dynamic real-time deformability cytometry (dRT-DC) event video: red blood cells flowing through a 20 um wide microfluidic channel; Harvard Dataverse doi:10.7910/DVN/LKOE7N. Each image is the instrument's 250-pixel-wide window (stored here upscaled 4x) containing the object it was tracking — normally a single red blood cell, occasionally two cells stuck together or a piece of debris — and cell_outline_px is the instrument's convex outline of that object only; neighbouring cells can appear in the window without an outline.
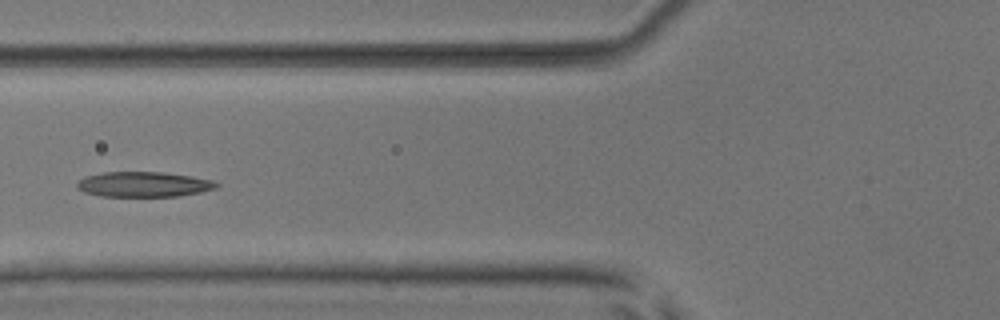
{"species": "common noctule bat (a hibernating species)", "species_latin": "Nyctalus noctula", "temperature_condition": "room temperature", "stored_images_in_passage": 7, "camera_frame_rate_fps": 3000, "um_per_image_px": 0.085, "animal": {"sex": "male", "body_mass_g": 17.9, "forearm_length_mm": 54.2}, "frame": {"image": 1, "passage_image": 6, "time_ms": 1.667, "image_size_px": [1000, 320], "cell_outline_px": [[220, 184], [216, 188], [200, 192], [180, 196], [100, 196], [84, 192], [76, 188], [76, 184], [84, 176], [104, 172], [164, 172], [192, 176], [212, 180]], "centroid_in_image_um": [12.2, 15.66], "position_along_channel_um": 113.6, "area_um2": 20.52}}
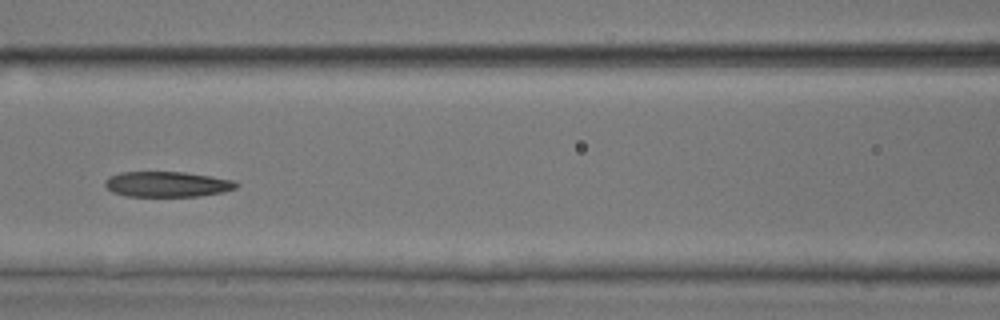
{"frame": {"image": 2, "passage_image": 7, "time_ms": 2.0, "image_size_px": [1000, 320], "cell_outline_px": [[240, 184], [236, 188], [224, 192], [200, 196], [128, 196], [112, 192], [104, 184], [104, 180], [108, 176], [120, 172], [184, 172], [212, 176], [236, 180]], "centroid_in_image_um": [14.24, 15.65], "position_along_channel_um": 152.4, "area_um2": 19.65}}